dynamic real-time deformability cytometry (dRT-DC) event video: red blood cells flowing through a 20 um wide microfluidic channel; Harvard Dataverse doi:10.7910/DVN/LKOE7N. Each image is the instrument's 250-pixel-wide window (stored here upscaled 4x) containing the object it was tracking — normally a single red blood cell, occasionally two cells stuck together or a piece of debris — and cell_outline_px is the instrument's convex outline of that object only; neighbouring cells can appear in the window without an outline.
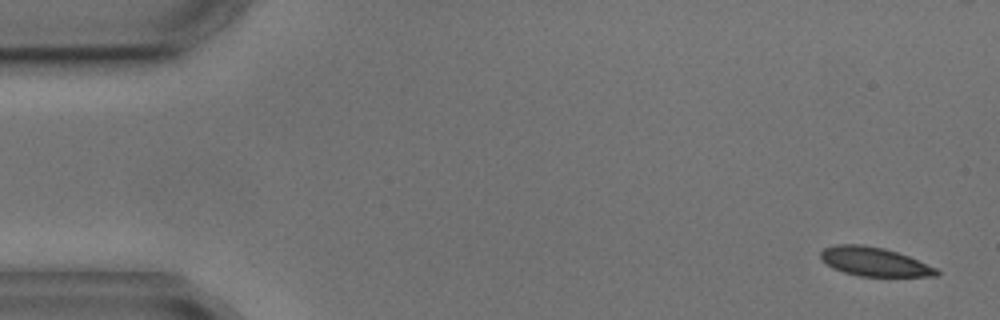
{"species": "common noctule bat (a hibernating species)", "species_latin": "Nyctalus noctula", "temperature_condition": "cold", "stored_images_in_passage": 5, "camera_frame_rate_fps": 3000, "um_per_image_px": 0.085, "animal": {"sex": "male", "body_mass_g": 17.9, "forearm_length_mm": 54.2}, "frame": {"image": 1, "passage_image": 1, "time_ms": 0.0, "image_size_px": [1000, 320], "cell_outline_px": [[940, 272], [936, 276], [860, 276], [844, 272], [832, 268], [820, 260], [820, 252], [824, 248], [836, 244], [864, 244], [884, 248], [908, 256], [936, 268]], "centroid_in_image_um": [74.26, 22.23], "position_along_channel_um": 10.7, "area_um2": 19.48}}
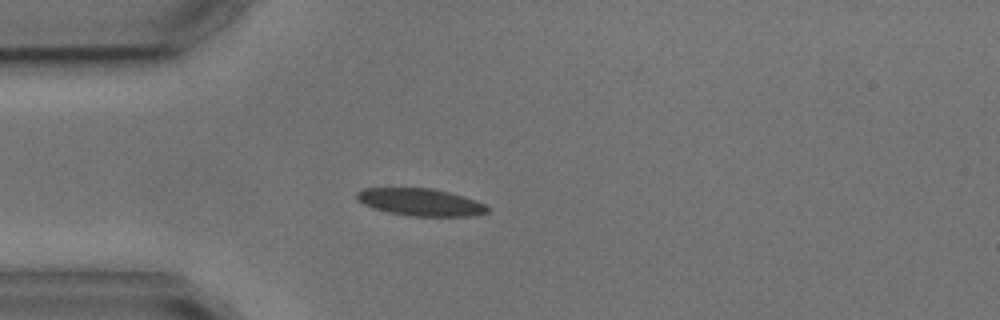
{"frame": {"image": 2, "passage_image": 4, "time_ms": 4.0, "image_size_px": [1000, 320], "cell_outline_px": [[492, 208], [488, 212], [472, 216], [408, 216], [388, 212], [372, 208], [356, 200], [356, 192], [364, 188], [432, 188], [464, 196], [476, 200]], "centroid_in_image_um": [35.74, 17.18], "position_along_channel_um": 49.3, "area_um2": 20.98}}